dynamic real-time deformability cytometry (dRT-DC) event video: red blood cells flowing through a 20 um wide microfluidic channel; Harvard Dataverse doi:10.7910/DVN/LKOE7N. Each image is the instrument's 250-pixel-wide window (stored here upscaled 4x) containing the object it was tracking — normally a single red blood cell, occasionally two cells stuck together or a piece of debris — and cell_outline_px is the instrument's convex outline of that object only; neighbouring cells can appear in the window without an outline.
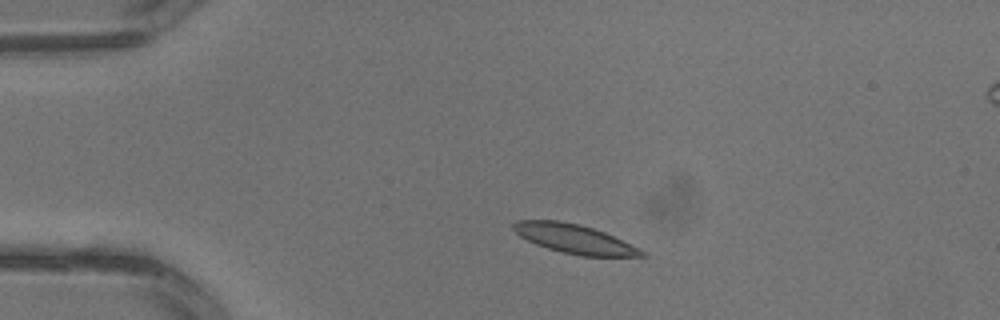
{"species": "common noctule bat (a hibernating species)", "species_latin": "Nyctalus noctula", "temperature_condition": "warm", "stored_images_in_passage": 3, "camera_frame_rate_fps": 3000, "um_per_image_px": 0.085, "animal": {"sex": "male", "body_mass_g": 13.3}, "frame": {"image": 1, "passage_image": 2, "time_ms": 0.333, "image_size_px": [1000, 320], "cell_outline_px": [[648, 256], [580, 256], [548, 248], [536, 244], [520, 236], [512, 228], [512, 224], [516, 220], [560, 220], [580, 224], [604, 232], [640, 248]], "centroid_in_image_um": [48.81, 20.29], "position_along_channel_um": 36.2, "area_um2": 21.56}}